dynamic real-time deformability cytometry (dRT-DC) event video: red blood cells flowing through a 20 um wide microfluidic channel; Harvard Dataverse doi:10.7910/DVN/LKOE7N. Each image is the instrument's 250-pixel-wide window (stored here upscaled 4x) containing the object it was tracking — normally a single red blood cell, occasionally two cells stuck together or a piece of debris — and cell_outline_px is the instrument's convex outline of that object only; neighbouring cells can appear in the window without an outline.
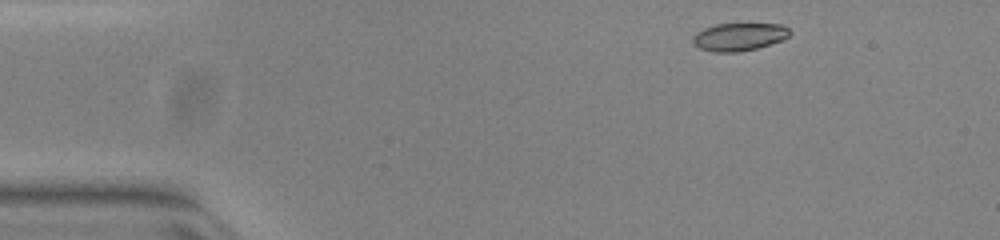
{"species": "common noctule bat (a hibernating species)", "species_latin": "Nyctalus noctula", "temperature_condition": "warm", "stored_images_in_passage": 46, "camera_frame_rate_fps": 3000, "um_per_image_px": 0.085, "animal": {"sex": "female", "body_mass_g": 23.0, "forearm_length_mm": 53.4}, "frame": {"image": 1, "passage_image": 1, "time_ms": 0.0, "image_size_px": [1000, 240], "cell_outline_px": [[792, 32], [788, 36], [780, 40], [756, 48], [736, 52], [716, 52], [700, 48], [692, 40], [692, 36], [696, 32], [704, 28], [716, 24], [784, 24]], "centroid_in_image_um": [62.82, 3.11], "position_along_channel_um": 22.2, "area_um2": 15.49}}
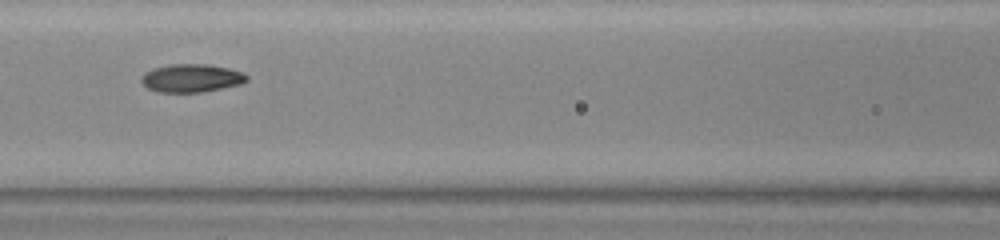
{"frame": {"image": 2, "passage_image": 17, "time_ms": 5.333, "image_size_px": [1000, 240], "cell_outline_px": [[248, 80], [240, 84], [200, 92], [160, 92], [148, 88], [140, 80], [140, 76], [144, 72], [152, 68], [172, 64], [208, 64], [228, 68], [244, 72], [248, 76]], "centroid_in_image_um": [16.26, 6.62], "position_along_channel_um": 150.3, "area_um2": 17.28}}
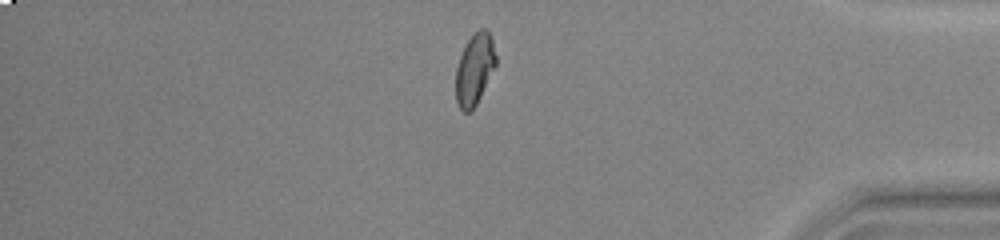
{"frame": {"image": 3, "passage_image": 38, "time_ms": 12.333, "image_size_px": [1000, 240], "cell_outline_px": [[496, 64], [472, 112], [464, 112], [460, 108], [456, 100], [456, 68], [460, 56], [468, 40], [480, 28], [484, 28], [492, 36], [496, 56]], "centroid_in_image_um": [40.34, 5.88], "position_along_channel_um": 394.9, "area_um2": 16.42}, "authors_computed_cell_mechanics": {"area_um2": 16.9354, "velocity_mm_per_s": 3.9486, "shape_relaxation_time_tau1_ms": null, "shape_relaxation_time_tau2_ms": 1.7012, "deformation_change_tau1": null, "deformation_change_tau2": 0.0498}}